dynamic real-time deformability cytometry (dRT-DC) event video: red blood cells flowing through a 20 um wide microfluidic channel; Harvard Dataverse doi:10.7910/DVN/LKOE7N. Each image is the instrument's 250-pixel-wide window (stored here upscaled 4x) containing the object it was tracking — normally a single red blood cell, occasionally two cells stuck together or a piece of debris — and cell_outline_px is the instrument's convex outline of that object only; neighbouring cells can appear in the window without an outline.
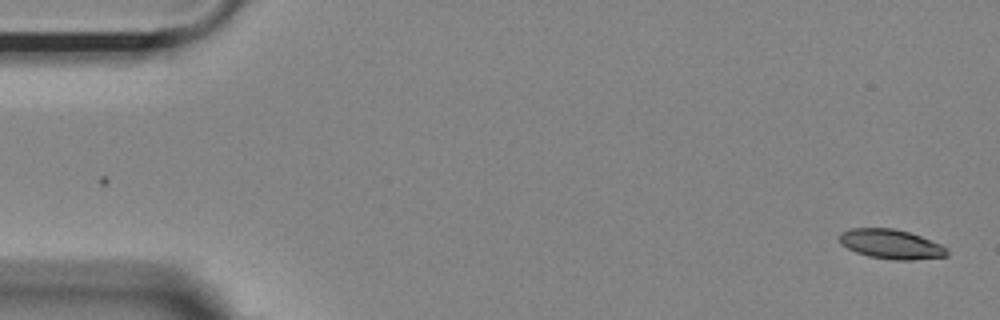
{"species": "Egyptian fruit bat (a non-hibernating species)", "species_latin": "Rousettus aegyptiacus", "temperature_condition": "room temperature", "stored_images_in_passage": 54, "camera_frame_rate_fps": 3000, "um_per_image_px": 0.085, "animal": {"sex": "female"}, "frame": {"image": 1, "passage_image": 1, "time_ms": 0.0, "image_size_px": [1000, 320], "cell_outline_px": [[948, 256], [912, 260], [892, 260], [868, 256], [856, 252], [840, 244], [840, 232], [852, 228], [892, 228], [908, 232], [920, 236], [940, 244], [948, 248]], "centroid_in_image_um": [75.74, 20.76], "position_along_channel_um": 9.3, "area_um2": 18.5}}
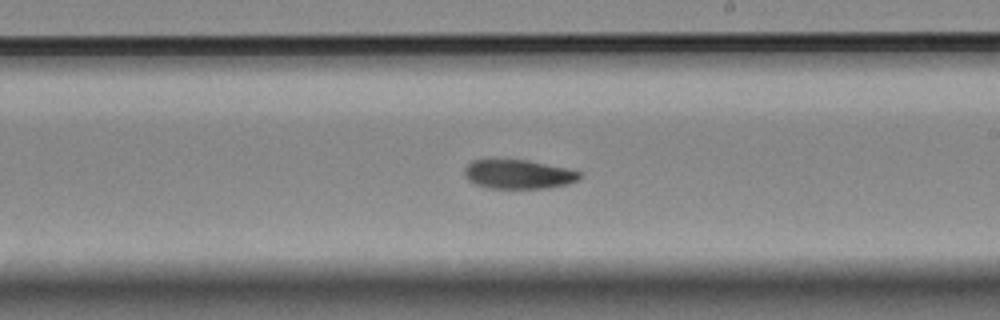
{"frame": {"image": 2, "passage_image": 31, "time_ms": 10.0, "image_size_px": [1000, 320], "cell_outline_px": [[580, 176], [576, 180], [568, 184], [548, 188], [488, 188], [476, 184], [468, 180], [464, 176], [464, 168], [472, 160], [528, 160], [564, 168], [580, 172]], "centroid_in_image_um": [44.01, 14.82], "position_along_channel_um": 245.0, "area_um2": 19.31}}
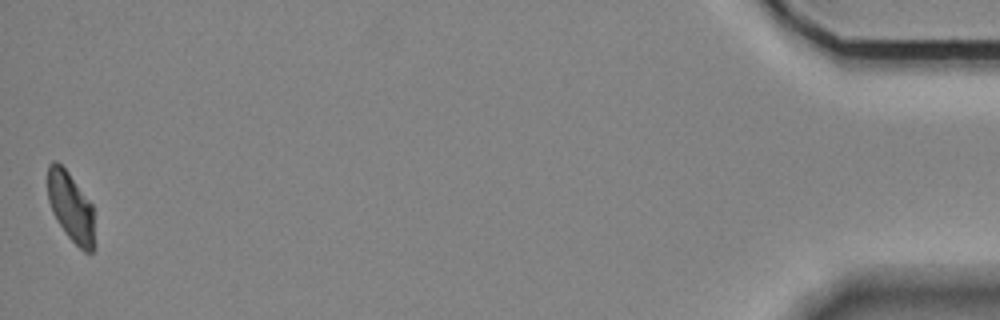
{"frame": {"image": 3, "passage_image": 54, "time_ms": 17.667, "image_size_px": [1000, 320], "cell_outline_px": [[92, 252], [84, 252], [68, 236], [52, 212], [48, 200], [48, 164], [52, 160], [56, 160], [68, 172], [92, 204]], "centroid_in_image_um": [5.97, 17.53], "position_along_channel_um": 429.2, "area_um2": 18.32}, "authors_computed_cell_mechanics": {"area_um2": 20.0566, "velocity_mm_per_s": 3.6172, "shape_relaxation_time_tau1_ms": 4.0224, "shape_relaxation_time_tau2_ms": 10.5123, "deformation_change_tau1": 0.1415, "deformation_change_tau2": 0.1531}}